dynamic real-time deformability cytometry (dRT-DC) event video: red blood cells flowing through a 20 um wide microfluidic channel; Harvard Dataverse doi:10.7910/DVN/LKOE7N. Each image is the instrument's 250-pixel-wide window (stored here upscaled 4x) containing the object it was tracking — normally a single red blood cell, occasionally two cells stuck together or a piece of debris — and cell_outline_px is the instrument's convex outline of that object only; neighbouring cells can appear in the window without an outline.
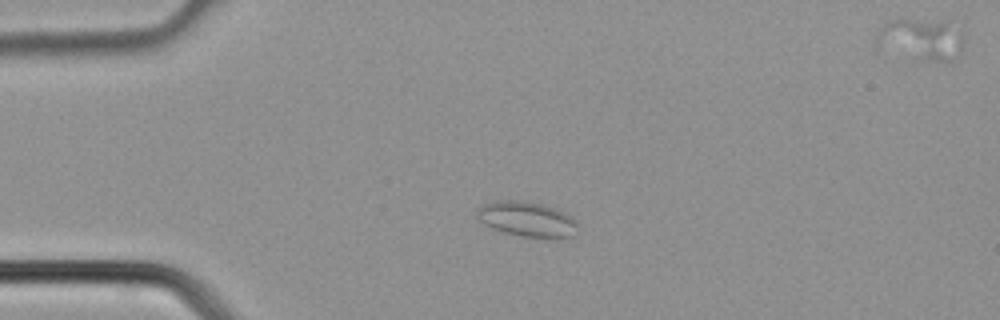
{"species": "common noctule bat (a hibernating species)", "species_latin": "Nyctalus noctula", "temperature_condition": "cold", "stored_images_in_passage": 32, "segment_of_instrument_passage": [1, 2], "camera_frame_rate_fps": 3000, "um_per_image_px": 0.085, "animal": {"sex": "male", "body_mass_g": 21.5, "forearm_length_mm": 52.0}, "frame": {"image": 1, "passage_image": 1, "time_ms": 0.0, "image_size_px": [1000, 320], "cell_outline_px": [[576, 236], [520, 236], [504, 232], [492, 228], [484, 224], [476, 216], [476, 212], [484, 204], [496, 200], [524, 200], [556, 208], [564, 212], [576, 220]], "centroid_in_image_um": [44.76, 18.6], "position_along_channel_um": 40.2, "area_um2": 20.23}}
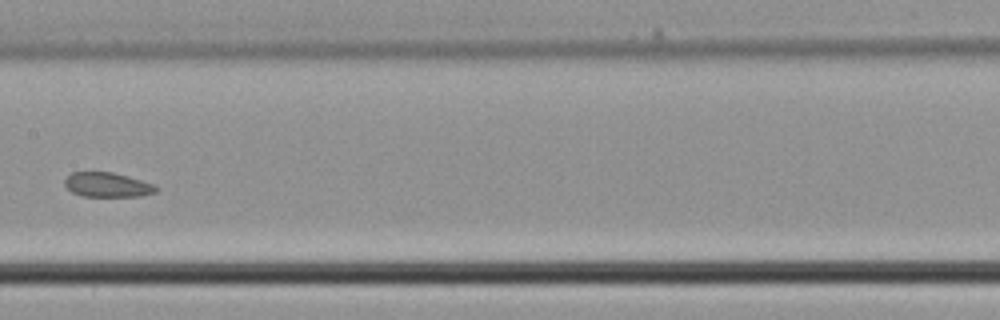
{"frame": {"image": 2, "passage_image": 12, "time_ms": 3.667, "image_size_px": [1000, 320], "cell_outline_px": [[156, 192], [140, 196], [84, 196], [72, 192], [64, 184], [64, 180], [72, 172], [112, 172], [128, 176], [156, 184]], "centroid_in_image_um": [9.14, 15.7], "position_along_channel_um": 198.3, "area_um2": 13.01}}
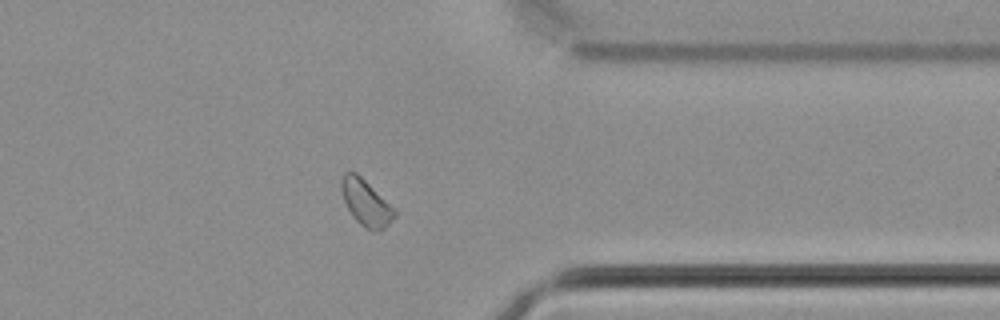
{"frame": {"image": 3, "passage_image": 23, "time_ms": 7.333, "image_size_px": [1000, 320], "cell_outline_px": [[396, 216], [380, 232], [372, 232], [364, 228], [352, 216], [344, 200], [340, 188], [340, 180], [344, 172], [356, 172], [396, 208]], "centroid_in_image_um": [31.12, 17.25], "position_along_channel_um": 380.3, "area_um2": 14.57}}